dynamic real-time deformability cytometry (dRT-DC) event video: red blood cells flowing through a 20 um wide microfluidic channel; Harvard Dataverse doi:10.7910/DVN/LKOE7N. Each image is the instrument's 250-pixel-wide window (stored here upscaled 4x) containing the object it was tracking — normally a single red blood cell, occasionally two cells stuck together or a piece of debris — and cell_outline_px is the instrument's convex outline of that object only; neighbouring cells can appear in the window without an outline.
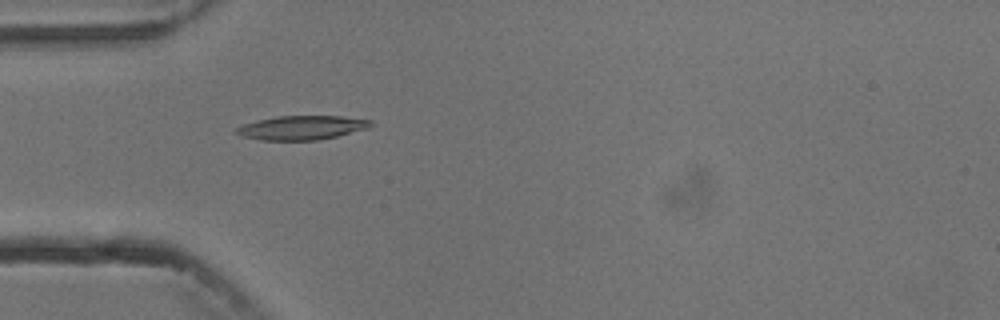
{"species": "common noctule bat (a hibernating species)", "species_latin": "Nyctalus noctula", "temperature_condition": "cold", "stored_images_in_passage": 4, "camera_frame_rate_fps": 3000, "um_per_image_px": 0.085, "animal": {"sex": "male", "body_mass_g": 13.3}, "frame": {"image": 1, "passage_image": 4, "time_ms": 4.333, "image_size_px": [1000, 320], "cell_outline_px": [[372, 124], [368, 128], [336, 136], [316, 140], [260, 140], [244, 136], [232, 132], [236, 128], [244, 124], [276, 116], [340, 116], [372, 120]], "centroid_in_image_um": [25.64, 10.85], "position_along_channel_um": 59.4, "area_um2": 18.61}}